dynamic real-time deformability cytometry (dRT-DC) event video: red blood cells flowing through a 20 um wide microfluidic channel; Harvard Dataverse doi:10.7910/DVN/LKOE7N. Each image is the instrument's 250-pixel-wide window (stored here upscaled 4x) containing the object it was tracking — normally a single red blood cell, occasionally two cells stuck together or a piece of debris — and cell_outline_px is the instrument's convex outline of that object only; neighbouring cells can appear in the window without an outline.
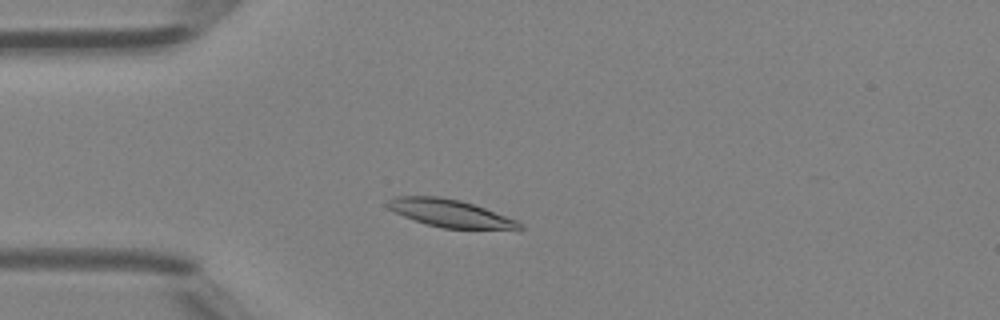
{"species": "Egyptian fruit bat (a non-hibernating species)", "species_latin": "Rousettus aegyptiacus", "temperature_condition": "room temperature", "stored_images_in_passage": 43, "camera_frame_rate_fps": 3000, "um_per_image_px": 0.085, "animal": {"sex": "female"}, "frame": {"image": 1, "passage_image": 8, "time_ms": 2.333, "image_size_px": [1000, 320], "cell_outline_px": [[524, 228], [520, 232], [444, 228], [428, 224], [404, 216], [388, 208], [384, 204], [388, 200], [396, 196], [440, 196], [460, 200], [484, 208], [516, 220]], "centroid_in_image_um": [38.38, 18.17], "position_along_channel_um": 46.6, "area_um2": 21.68}}
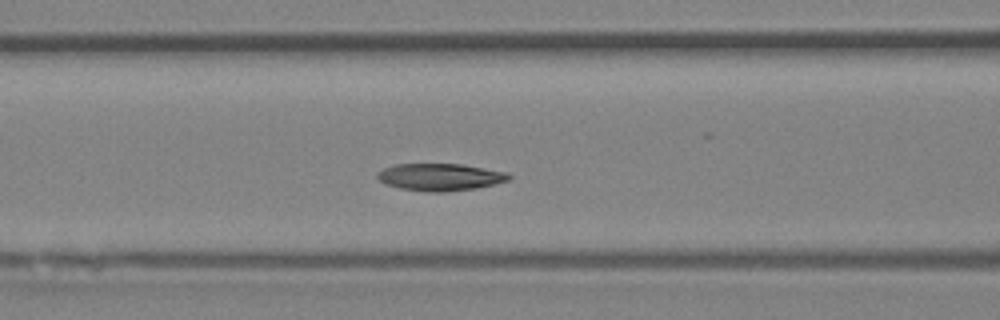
{"frame": {"image": 2, "passage_image": 15, "time_ms": 4.667, "image_size_px": [1000, 320], "cell_outline_px": [[512, 176], [508, 180], [476, 188], [444, 192], [424, 192], [400, 188], [388, 184], [380, 180], [376, 176], [376, 172], [384, 168], [396, 164], [460, 164], [508, 172]], "centroid_in_image_um": [37.4, 15.05], "position_along_channel_um": 129.2, "area_um2": 20.75}}
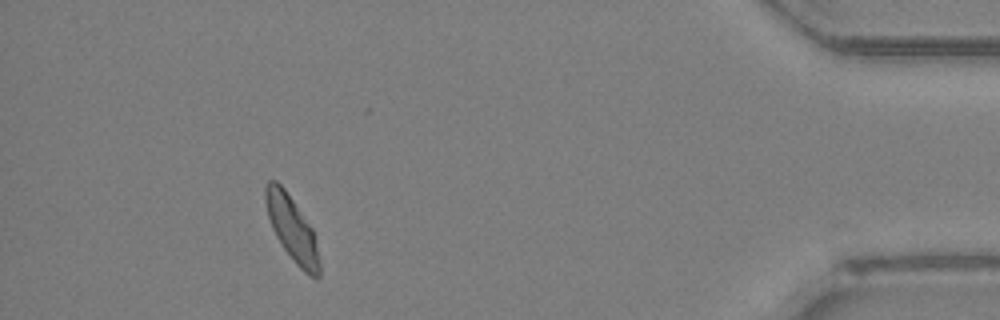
{"frame": {"image": 3, "passage_image": 39, "time_ms": 12.667, "image_size_px": [1000, 320], "cell_outline_px": [[320, 276], [316, 280], [304, 272], [296, 264], [284, 248], [276, 236], [272, 228], [268, 216], [264, 200], [264, 184], [268, 180], [276, 180], [284, 188], [312, 228], [320, 264]], "centroid_in_image_um": [24.8, 19.43], "position_along_channel_um": 410.4, "area_um2": 20.17}, "authors_computed_cell_mechanics": {"area_um2": 20.519, "velocity_mm_per_s": 4.2453, "shape_relaxation_time_tau1_ms": 4.4299, "shape_relaxation_time_tau2_ms": 1.923, "deformation_change_tau1": 0.1425, "deformation_change_tau2": 0.0575}}